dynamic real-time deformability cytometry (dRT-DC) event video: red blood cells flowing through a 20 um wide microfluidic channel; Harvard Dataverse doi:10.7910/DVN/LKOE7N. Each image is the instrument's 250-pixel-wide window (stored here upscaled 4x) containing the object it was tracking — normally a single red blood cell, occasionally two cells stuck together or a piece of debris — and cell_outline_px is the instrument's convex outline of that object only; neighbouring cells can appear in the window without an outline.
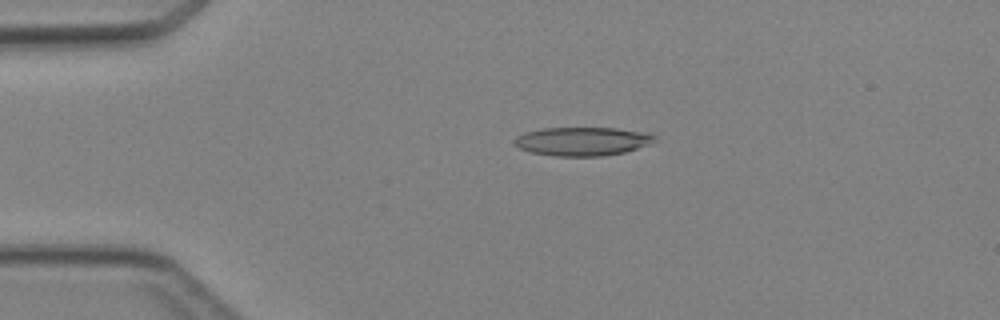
{"species": "Egyptian fruit bat (a non-hibernating species)", "species_latin": "Rousettus aegyptiacus", "temperature_condition": "cold", "stored_images_in_passage": 4, "camera_frame_rate_fps": 3000, "um_per_image_px": 0.085, "animal": {"sex": "female"}, "frame": {"image": 1, "passage_image": 3, "time_ms": 2.333, "image_size_px": [1000, 320], "cell_outline_px": [[656, 140], [648, 144], [624, 152], [604, 156], [556, 156], [532, 152], [520, 148], [512, 140], [516, 136], [524, 132], [540, 128], [616, 128], [644, 132], [656, 136]], "centroid_in_image_um": [49.47, 12.0], "position_along_channel_um": 35.5, "area_um2": 23.29}}